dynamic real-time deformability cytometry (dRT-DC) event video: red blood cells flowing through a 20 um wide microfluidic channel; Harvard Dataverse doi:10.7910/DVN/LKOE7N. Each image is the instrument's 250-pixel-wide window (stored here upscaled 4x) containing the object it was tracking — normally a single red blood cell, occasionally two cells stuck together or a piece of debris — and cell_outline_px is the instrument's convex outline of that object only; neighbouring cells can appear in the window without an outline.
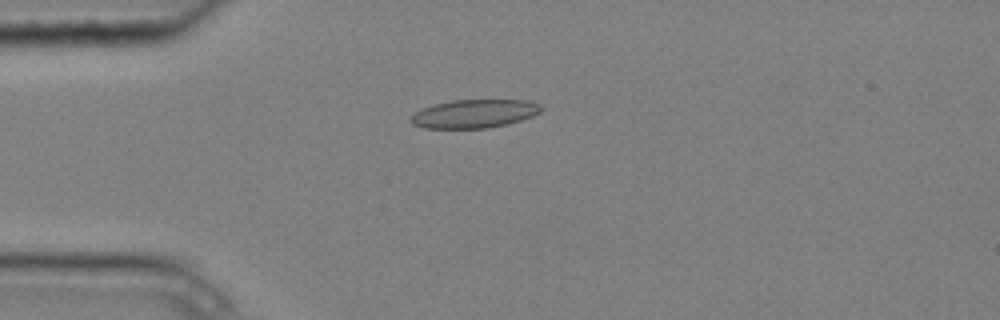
{"species": "common noctule bat (a hibernating species)", "species_latin": "Nyctalus noctula", "temperature_condition": "cold", "stored_images_in_passage": 5, "camera_frame_rate_fps": 3000, "um_per_image_px": 0.085, "animal": {"sex": "male", "body_mass_g": 20.4}, "frame": {"image": 1, "passage_image": 4, "time_ms": 1.0, "image_size_px": [1000, 320], "cell_outline_px": [[544, 108], [540, 112], [532, 116], [508, 124], [488, 128], [424, 128], [412, 124], [408, 120], [416, 112], [424, 108], [436, 104], [452, 100], [528, 100], [540, 104]], "centroid_in_image_um": [40.34, 9.67], "position_along_channel_um": 44.7, "area_um2": 21.56}}
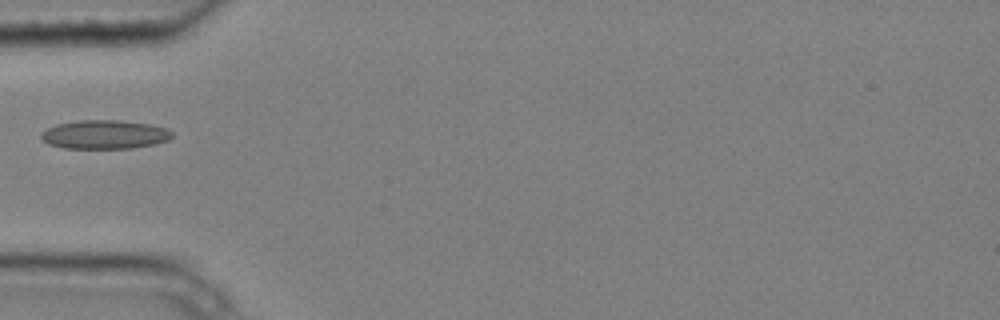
{"frame": {"image": 2, "passage_image": 5, "time_ms": 1.333, "image_size_px": [1000, 320], "cell_outline_px": [[172, 136], [168, 140], [156, 144], [132, 148], [64, 148], [48, 144], [40, 136], [40, 132], [56, 124], [76, 120], [120, 120], [152, 124], [168, 128], [172, 132]], "centroid_in_image_um": [8.91, 11.42], "position_along_channel_um": 76.1, "area_um2": 22.2}}